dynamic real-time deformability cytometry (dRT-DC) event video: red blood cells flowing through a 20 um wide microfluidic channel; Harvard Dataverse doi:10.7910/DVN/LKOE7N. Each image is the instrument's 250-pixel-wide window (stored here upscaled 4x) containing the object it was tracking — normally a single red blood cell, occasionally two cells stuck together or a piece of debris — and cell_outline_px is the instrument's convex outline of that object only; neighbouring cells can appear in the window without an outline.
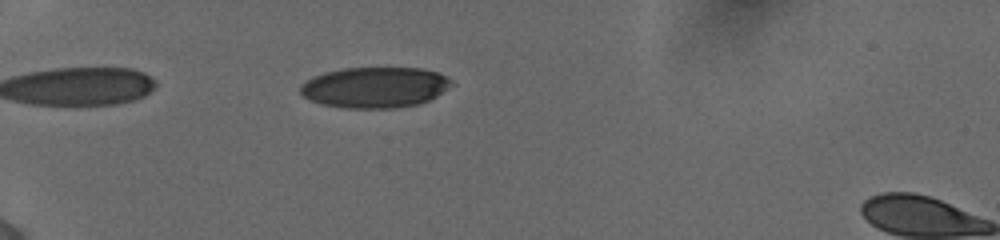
{"species": "human", "species_latin": "Homo sapiens", "temperature_condition": "cold", "stored_images_in_passage": 18, "camera_frame_rate_fps": 3000, "um_per_image_px": 0.085, "donor": {"sex": "female"}, "frame": {"image": 1, "passage_image": 5, "time_ms": 1.0, "image_size_px": [1000, 240], "cell_outline_px": [[452, 84], [448, 88], [436, 96], [428, 100], [416, 104], [396, 108], [348, 108], [324, 104], [312, 100], [304, 96], [300, 92], [300, 84], [312, 76], [324, 72], [344, 68], [420, 68], [436, 72], [448, 76], [452, 80]], "centroid_in_image_um": [31.86, 7.41], "position_along_channel_um": 53.1, "area_um2": 35.78}}
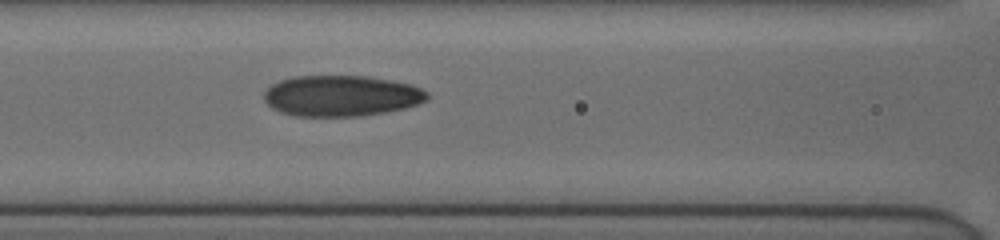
{"frame": {"image": 2, "passage_image": 14, "time_ms": 4.0, "image_size_px": [1000, 240], "cell_outline_px": [[428, 100], [404, 108], [384, 112], [360, 116], [296, 116], [280, 112], [272, 108], [264, 100], [264, 92], [272, 84], [280, 80], [292, 76], [368, 76], [392, 80], [412, 84], [428, 92]], "centroid_in_image_um": [29.01, 8.14], "position_along_channel_um": 137.6, "area_um2": 39.02}}
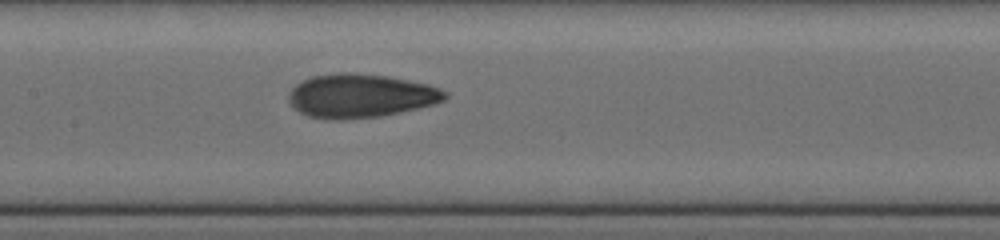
{"frame": {"image": 3, "passage_image": 17, "time_ms": 5.0, "image_size_px": [1000, 240], "cell_outline_px": [[448, 96], [444, 100], [436, 104], [400, 112], [380, 116], [344, 120], [328, 120], [308, 116], [300, 112], [288, 100], [288, 92], [300, 80], [312, 76], [340, 72], [352, 72], [388, 76], [428, 84], [440, 88], [448, 92]], "centroid_in_image_um": [30.65, 8.14], "position_along_channel_um": 176.8, "area_um2": 40.23}}